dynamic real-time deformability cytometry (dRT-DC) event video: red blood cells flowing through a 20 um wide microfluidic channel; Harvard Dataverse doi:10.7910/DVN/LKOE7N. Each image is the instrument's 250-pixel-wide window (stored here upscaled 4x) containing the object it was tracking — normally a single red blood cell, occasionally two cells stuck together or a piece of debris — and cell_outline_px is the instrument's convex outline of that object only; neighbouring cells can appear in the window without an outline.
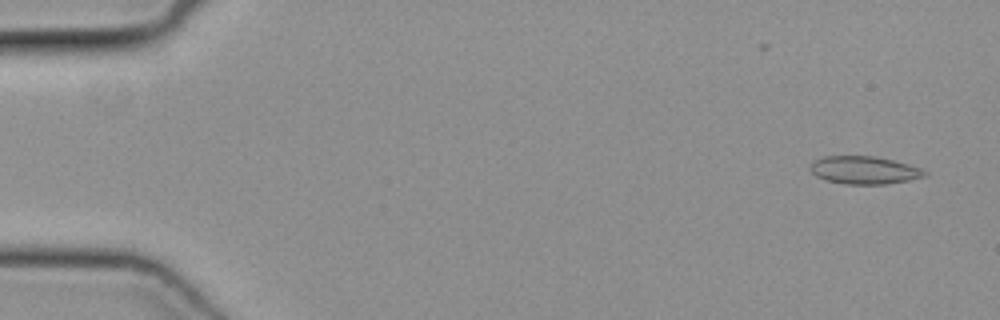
{"species": "common noctule bat (a hibernating species)", "species_latin": "Nyctalus noctula", "temperature_condition": "cold", "stored_images_in_passage": 50, "camera_frame_rate_fps": 3000, "um_per_image_px": 0.085, "animal": {"sex": "female", "body_mass_g": 19.3, "forearm_length_mm": 54.1}, "frame": {"image": 1, "passage_image": 3, "time_ms": 0.667, "image_size_px": [1000, 320], "cell_outline_px": [[928, 172], [924, 176], [908, 180], [884, 184], [844, 184], [828, 180], [816, 176], [808, 168], [816, 160], [824, 156], [872, 156], [892, 160], [908, 164], [920, 168]], "centroid_in_image_um": [73.45, 14.46], "position_along_channel_um": 11.6, "area_um2": 18.26}}
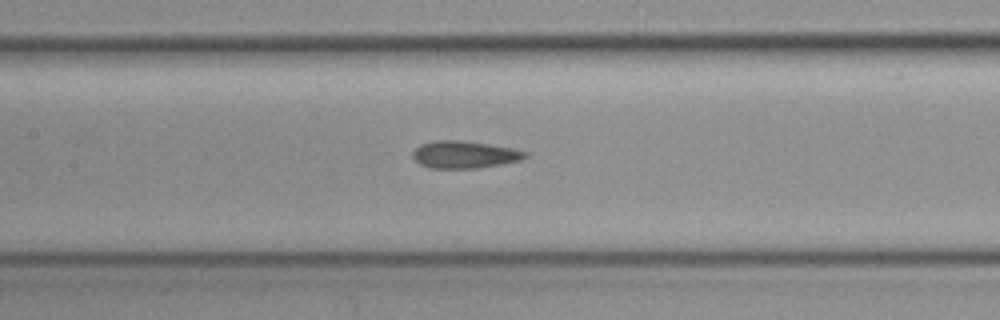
{"frame": {"image": 2, "passage_image": 24, "time_ms": 7.667, "image_size_px": [1000, 320], "cell_outline_px": [[528, 156], [520, 160], [500, 164], [476, 168], [432, 168], [420, 164], [412, 156], [412, 152], [416, 148], [424, 144], [436, 140], [460, 140], [488, 144], [512, 148], [528, 152]], "centroid_in_image_um": [39.49, 13.14], "position_along_channel_um": 167.9, "area_um2": 17.63}}
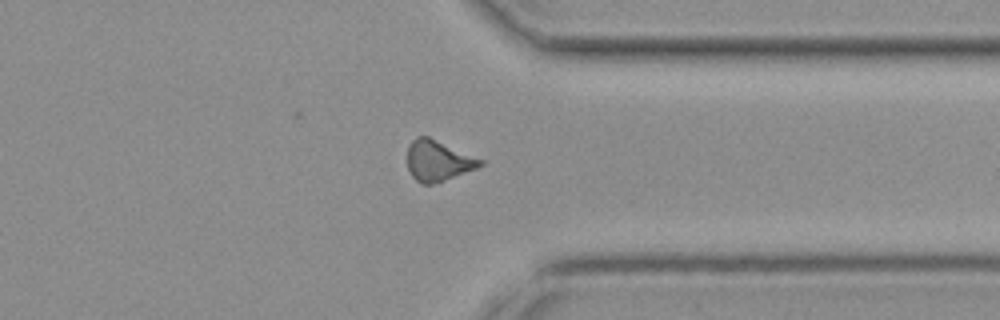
{"frame": {"image": 3, "passage_image": 39, "time_ms": 12.667, "image_size_px": [1000, 320], "cell_outline_px": [[484, 164], [476, 168], [444, 180], [432, 184], [420, 184], [412, 176], [408, 168], [408, 148], [412, 140], [416, 136], [428, 136], [484, 160]], "centroid_in_image_um": [37.22, 13.65], "position_along_channel_um": 374.2, "area_um2": 17.11}}